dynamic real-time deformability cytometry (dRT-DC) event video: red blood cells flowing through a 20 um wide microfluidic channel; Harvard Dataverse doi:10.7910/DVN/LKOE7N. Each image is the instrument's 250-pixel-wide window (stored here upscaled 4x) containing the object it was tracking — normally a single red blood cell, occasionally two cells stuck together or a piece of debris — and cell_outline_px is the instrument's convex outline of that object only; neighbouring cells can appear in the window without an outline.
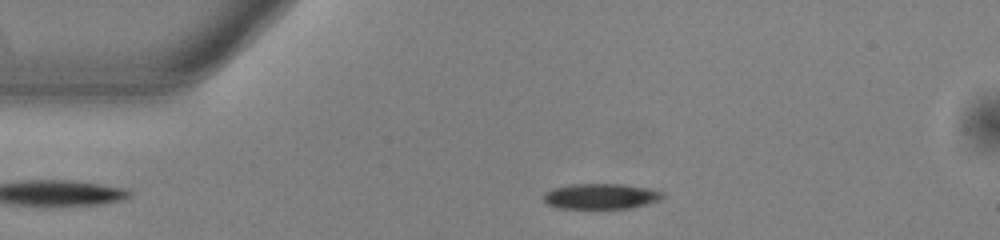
{"species": "common noctule bat (a hibernating species)", "species_latin": "Nyctalus noctula", "temperature_condition": "warm", "stored_images_in_passage": 52, "camera_frame_rate_fps": 3000, "um_per_image_px": 0.085, "animal": {"sex": "male", "body_mass_g": 13.0, "forearm_length_mm": 53.1}, "frame": {"image": 1, "passage_image": 10, "time_ms": 3.0, "image_size_px": [1000, 240], "cell_outline_px": [[664, 196], [660, 200], [632, 208], [556, 208], [544, 204], [544, 192], [552, 188], [568, 184], [620, 184], [652, 188], [664, 192]], "centroid_in_image_um": [51.06, 16.68], "position_along_channel_um": 33.9, "area_um2": 17.98}}
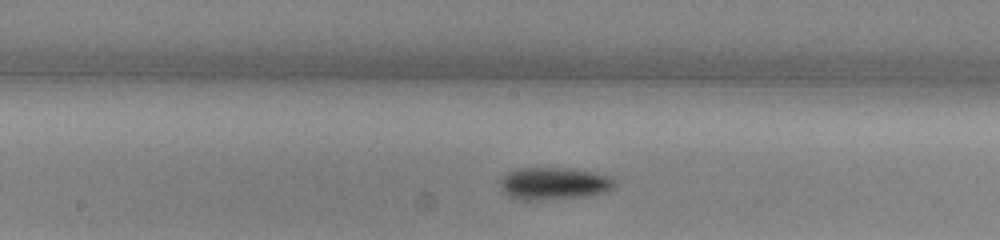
{"frame": {"image": 2, "passage_image": 26, "time_ms": 8.333, "image_size_px": [1000, 240], "cell_outline_px": [[616, 184], [612, 188], [604, 192], [584, 196], [528, 200], [520, 200], [504, 192], [500, 188], [500, 180], [508, 172], [516, 168], [568, 168], [596, 172], [612, 176], [616, 180]], "centroid_in_image_um": [47.11, 15.57], "position_along_channel_um": 201.1, "area_um2": 21.44}}
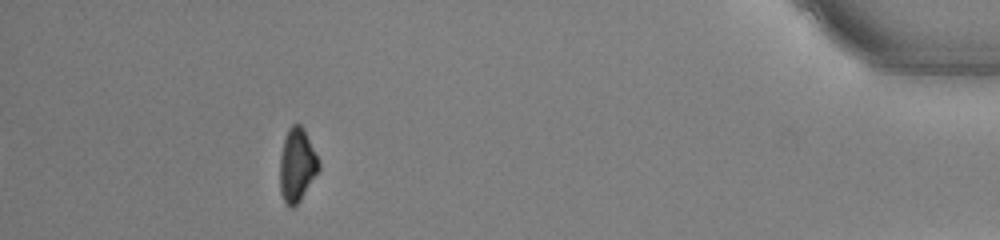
{"frame": {"image": 3, "passage_image": 47, "time_ms": 15.333, "image_size_px": [1000, 240], "cell_outline_px": [[320, 168], [300, 200], [292, 208], [288, 208], [280, 192], [280, 156], [284, 140], [288, 128], [292, 124], [300, 124], [304, 128], [320, 160]], "centroid_in_image_um": [25.25, 14.01], "position_along_channel_um": 410.0, "area_um2": 16.7}, "authors_computed_cell_mechanics": {"area_um2": 18.1203, "velocity_mm_per_s": 3.8763, "shape_relaxation_time_tau1_ms": 2.9729, "shape_relaxation_time_tau2_ms": null, "deformation_change_tau1": 0.1293, "deformation_change_tau2": null}}